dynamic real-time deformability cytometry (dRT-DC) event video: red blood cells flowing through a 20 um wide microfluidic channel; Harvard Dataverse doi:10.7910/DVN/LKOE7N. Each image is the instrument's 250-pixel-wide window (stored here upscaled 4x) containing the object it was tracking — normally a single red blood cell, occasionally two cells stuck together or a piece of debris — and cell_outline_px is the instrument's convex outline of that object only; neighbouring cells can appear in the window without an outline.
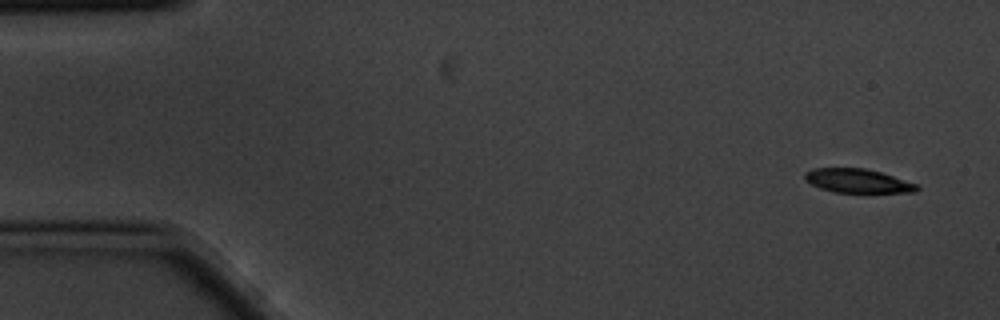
{"species": "common noctule bat (a hibernating species)", "species_latin": "Nyctalus noctula", "temperature_condition": "cold", "stored_images_in_passage": 6, "camera_frame_rate_fps": 3000, "um_per_image_px": 0.085, "animal": {"sex": "male", "body_mass_g": 20.1, "forearm_length_mm": 53.5}, "frame": {"image": 1, "passage_image": 1, "time_ms": 0.0, "image_size_px": [1000, 320], "cell_outline_px": [[920, 188], [916, 192], [832, 192], [820, 188], [804, 180], [804, 172], [812, 168], [864, 168], [880, 172], [916, 184]], "centroid_in_image_um": [72.84, 15.37], "position_along_channel_um": 12.2, "area_um2": 15.49}}
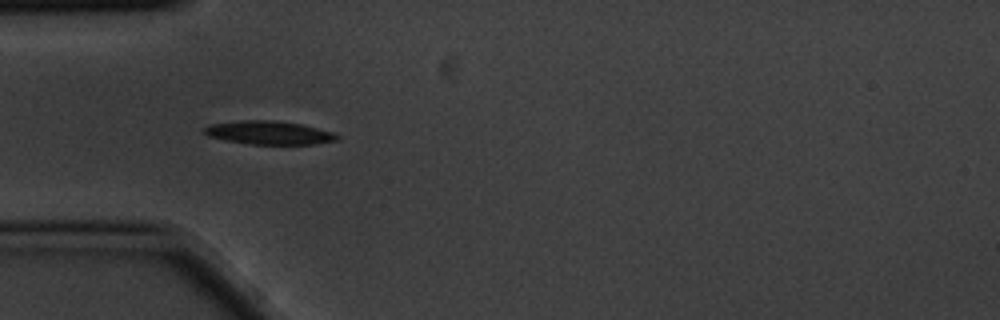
{"frame": {"image": 2, "passage_image": 5, "time_ms": 1.333, "image_size_px": [1000, 320], "cell_outline_px": [[340, 140], [312, 144], [252, 144], [224, 140], [208, 136], [204, 132], [204, 128], [208, 124], [240, 120], [272, 120], [300, 124], [332, 132], [340, 136]], "centroid_in_image_um": [22.84, 11.28], "position_along_channel_um": 62.2, "area_um2": 18.09}}